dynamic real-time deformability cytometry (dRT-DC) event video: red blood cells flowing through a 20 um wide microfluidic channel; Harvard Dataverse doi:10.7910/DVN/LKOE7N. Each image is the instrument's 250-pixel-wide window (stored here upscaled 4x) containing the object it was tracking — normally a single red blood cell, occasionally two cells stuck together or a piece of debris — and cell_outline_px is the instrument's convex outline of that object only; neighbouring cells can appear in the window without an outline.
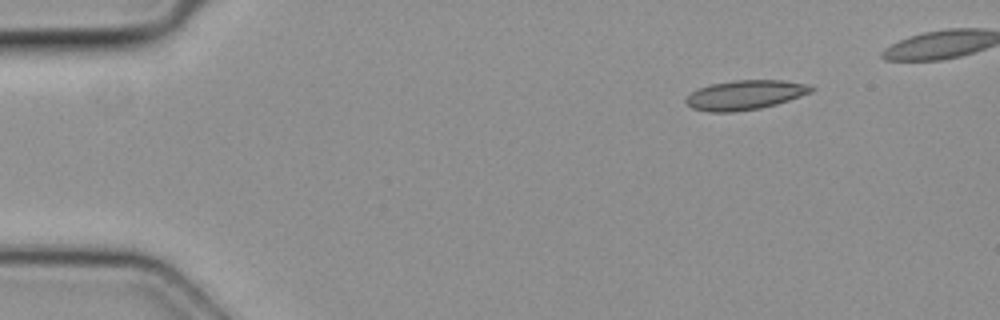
{"species": "common noctule bat (a hibernating species)", "species_latin": "Nyctalus noctula", "temperature_condition": "cold", "stored_images_in_passage": 2, "camera_frame_rate_fps": 3000, "um_per_image_px": 0.085, "animal": {"sex": "female", "body_mass_g": 19.3, "forearm_length_mm": 54.1}, "frame": {"image": 1, "passage_image": 2, "time_ms": 0.333, "image_size_px": [1000, 320], "cell_outline_px": [[816, 88], [812, 92], [776, 104], [760, 108], [732, 112], [708, 112], [692, 108], [684, 100], [692, 92], [700, 88], [712, 84], [736, 80], [784, 80], [808, 84]], "centroid_in_image_um": [63.36, 8.07], "position_along_channel_um": 21.6, "area_um2": 21.39}}